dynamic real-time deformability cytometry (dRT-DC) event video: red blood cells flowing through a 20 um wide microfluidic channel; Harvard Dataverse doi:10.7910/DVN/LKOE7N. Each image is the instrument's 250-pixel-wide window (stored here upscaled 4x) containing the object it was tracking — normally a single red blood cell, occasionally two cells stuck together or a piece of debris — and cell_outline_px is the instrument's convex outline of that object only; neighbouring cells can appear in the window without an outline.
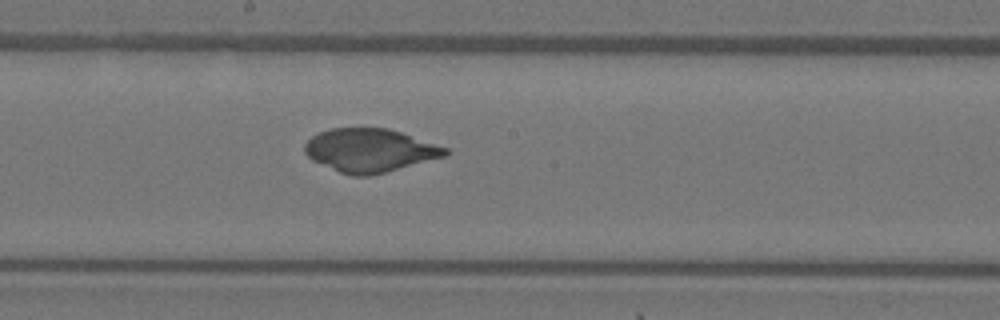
{"species": "Egyptian fruit bat (a non-hibernating species)", "species_latin": "Rousettus aegyptiacus", "temperature_condition": "warm", "stored_images_in_passage": 50, "camera_frame_rate_fps": 3000, "um_per_image_px": 0.085, "animal": {"sex": "female"}, "frame": {"image": 1, "passage_image": 28, "time_ms": 9.0, "image_size_px": [1000, 320], "cell_outline_px": [[452, 152], [448, 156], [368, 176], [352, 176], [340, 172], [312, 160], [304, 152], [304, 144], [312, 136], [320, 132], [332, 128], [388, 128], [448, 148]], "centroid_in_image_um": [31.45, 12.78], "position_along_channel_um": 216.7, "area_um2": 35.37}}
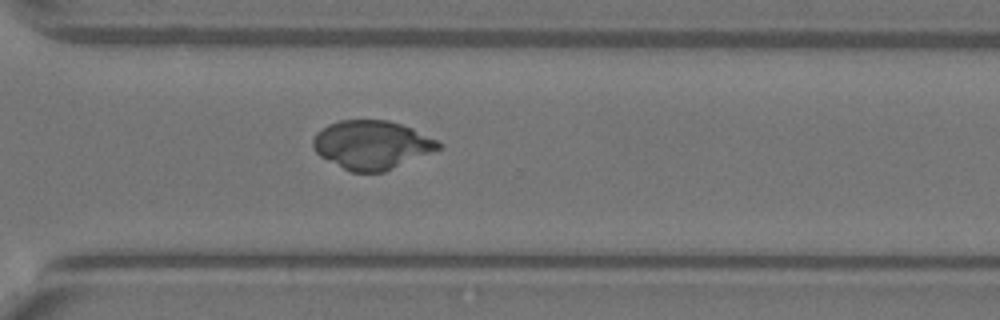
{"frame": {"image": 2, "passage_image": 37, "time_ms": 12.0, "image_size_px": [1000, 320], "cell_outline_px": [[444, 144], [440, 148], [384, 172], [352, 172], [320, 156], [316, 152], [312, 144], [312, 140], [316, 132], [328, 124], [340, 120], [388, 120], [412, 128], [440, 140]], "centroid_in_image_um": [31.61, 12.29], "position_along_channel_um": 339.0, "area_um2": 35.43}}
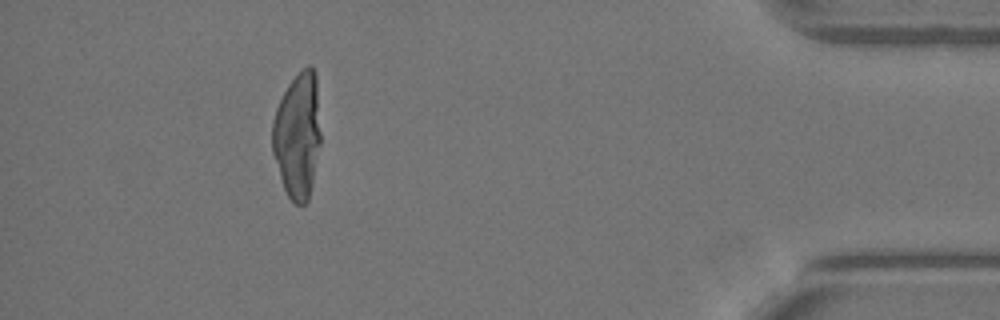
{"frame": {"image": 3, "passage_image": 46, "time_ms": 15.0, "image_size_px": [1000, 320], "cell_outline_px": [[320, 144], [312, 184], [308, 200], [304, 204], [296, 204], [288, 196], [284, 188], [272, 152], [272, 120], [276, 108], [288, 84], [308, 64], [316, 72], [320, 132]], "centroid_in_image_um": [25.29, 11.5], "position_along_channel_um": 409.9, "area_um2": 35.32}}